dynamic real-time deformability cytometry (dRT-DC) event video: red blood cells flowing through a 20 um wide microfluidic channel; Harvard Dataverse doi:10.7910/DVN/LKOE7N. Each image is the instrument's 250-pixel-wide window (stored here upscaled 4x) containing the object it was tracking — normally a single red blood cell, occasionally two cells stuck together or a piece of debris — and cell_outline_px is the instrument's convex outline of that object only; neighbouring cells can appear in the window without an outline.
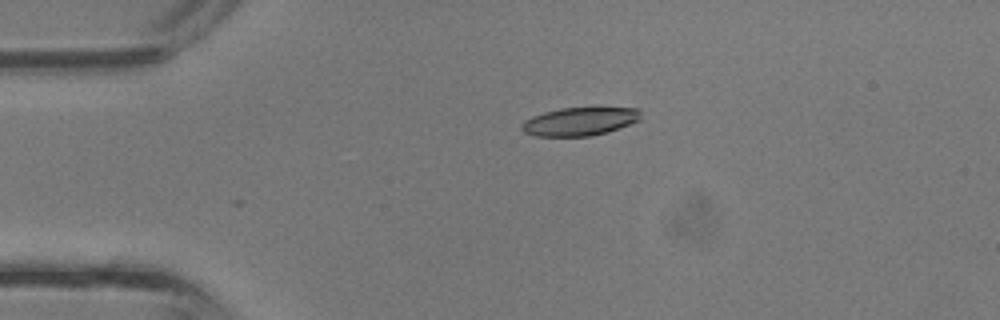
{"species": "common noctule bat (a hibernating species)", "species_latin": "Nyctalus noctula", "temperature_condition": "room temperature", "stored_images_in_passage": 30, "camera_frame_rate_fps": 3000, "um_per_image_px": 0.085, "animal": {"sex": "male", "body_mass_g": 13.3}, "frame": {"image": 1, "passage_image": 1, "time_ms": 0.0, "image_size_px": [1000, 320], "cell_outline_px": [[640, 120], [620, 128], [608, 132], [588, 136], [536, 136], [524, 132], [520, 128], [520, 124], [524, 120], [532, 116], [544, 112], [560, 108], [640, 108]], "centroid_in_image_um": [49.25, 10.33], "position_along_channel_um": 35.7, "area_um2": 19.65}}
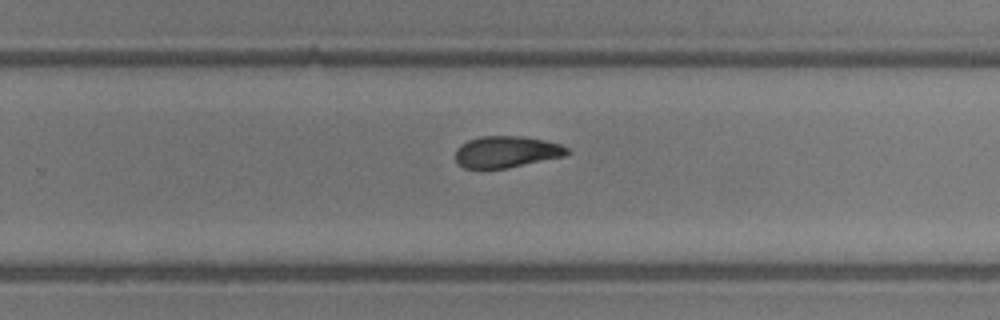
{"frame": {"image": 2, "passage_image": 17, "time_ms": 5.333, "image_size_px": [1000, 320], "cell_outline_px": [[568, 152], [564, 156], [504, 168], [464, 168], [456, 160], [456, 148], [460, 144], [468, 140], [480, 136], [520, 136], [544, 140], [560, 144], [568, 148]], "centroid_in_image_um": [43.01, 12.89], "position_along_channel_um": 286.8, "area_um2": 20.23}}
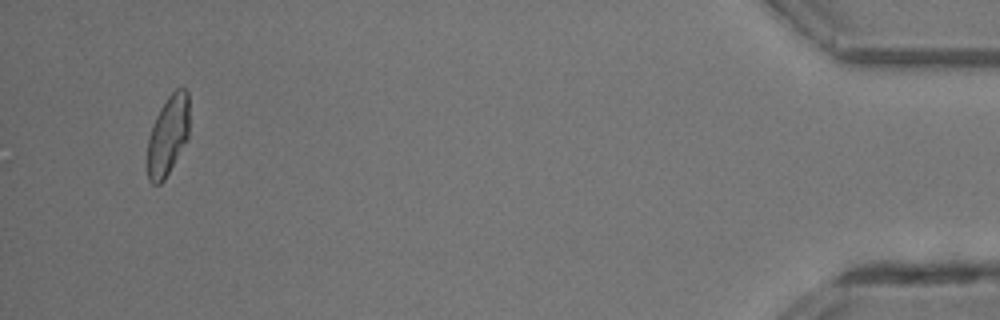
{"frame": {"image": 3, "passage_image": 29, "time_ms": 9.333, "image_size_px": [1000, 320], "cell_outline_px": [[188, 136], [164, 180], [160, 184], [152, 184], [148, 180], [144, 160], [148, 136], [152, 124], [160, 108], [168, 96], [176, 88], [184, 88], [188, 92]], "centroid_in_image_um": [14.2, 11.55], "position_along_channel_um": 421.0, "area_um2": 19.83}}